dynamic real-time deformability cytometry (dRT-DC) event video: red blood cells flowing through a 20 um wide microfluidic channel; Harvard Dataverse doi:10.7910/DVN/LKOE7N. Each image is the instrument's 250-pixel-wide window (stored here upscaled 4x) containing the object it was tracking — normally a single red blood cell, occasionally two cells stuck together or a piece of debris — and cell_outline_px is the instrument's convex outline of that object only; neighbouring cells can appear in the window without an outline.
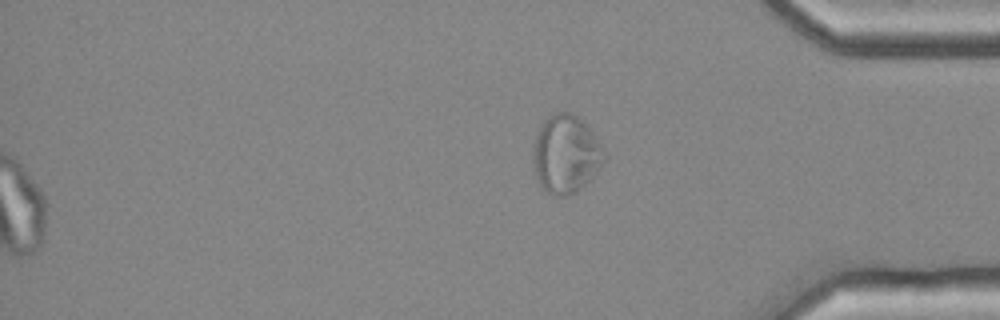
{"species": "common noctule bat (a hibernating species)", "species_latin": "Nyctalus noctula", "temperature_condition": "cold", "stored_images_in_passage": 55, "camera_frame_rate_fps": 3000, "um_per_image_px": 0.085, "animal": {"sex": "female", "body_mass_g": 25.1}, "frame": {"image": 1, "passage_image": 55, "time_ms": 18.0, "image_size_px": [1000, 320], "cell_outline_px": [[608, 156], [596, 172], [576, 192], [564, 196], [552, 196], [536, 180], [532, 164], [532, 148], [540, 124], [548, 116], [556, 112], [568, 112], [576, 116], [592, 132]], "centroid_in_image_um": [48.06, 13.11], "position_along_channel_um": 387.1, "area_um2": 32.37}}